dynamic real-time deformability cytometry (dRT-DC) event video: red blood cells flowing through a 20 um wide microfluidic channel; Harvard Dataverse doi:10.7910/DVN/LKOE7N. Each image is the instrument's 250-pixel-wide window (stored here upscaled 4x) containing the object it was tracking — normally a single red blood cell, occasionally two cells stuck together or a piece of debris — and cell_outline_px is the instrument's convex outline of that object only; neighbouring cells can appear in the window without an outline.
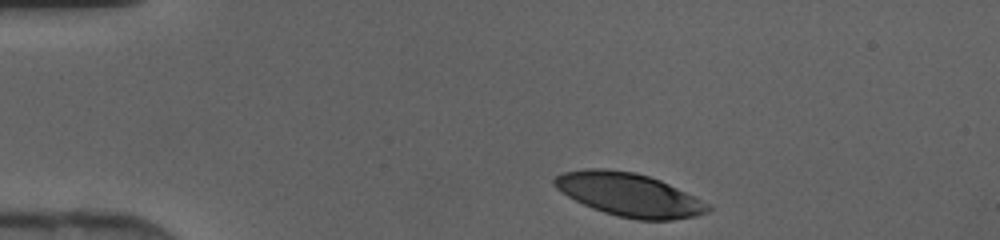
{"species": "human", "species_latin": "Homo sapiens", "temperature_condition": "cold", "stored_images_in_passage": 38, "camera_frame_rate_fps": 3000, "um_per_image_px": 0.085, "donor": {"sex": "female"}, "frame": {"image": 1, "passage_image": 1, "time_ms": 0.0, "image_size_px": [1000, 240], "cell_outline_px": [[712, 208], [708, 212], [696, 216], [672, 220], [636, 220], [604, 212], [592, 208], [568, 196], [556, 188], [552, 184], [552, 180], [556, 176], [564, 172], [584, 168], [604, 168], [636, 172], [660, 180], [712, 204]], "centroid_in_image_um": [53.5, 16.54], "position_along_channel_um": 31.5, "area_um2": 38.84}}
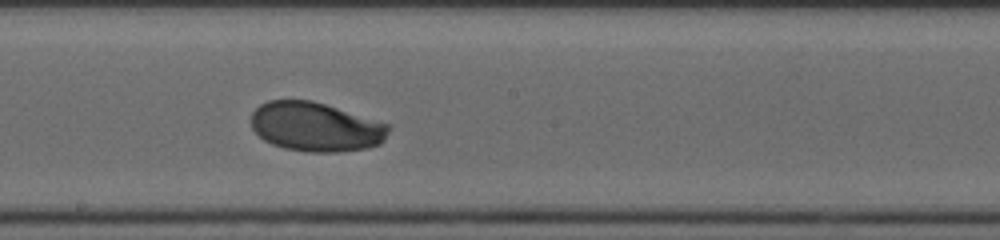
{"frame": {"image": 2, "passage_image": 18, "time_ms": 5.667, "image_size_px": [1000, 240], "cell_outline_px": [[392, 128], [384, 140], [380, 144], [364, 148], [336, 152], [308, 152], [284, 148], [272, 144], [264, 140], [252, 128], [252, 112], [260, 104], [268, 100], [312, 100], [392, 124]], "centroid_in_image_um": [26.87, 10.77], "position_along_channel_um": 221.3, "area_um2": 39.65}}
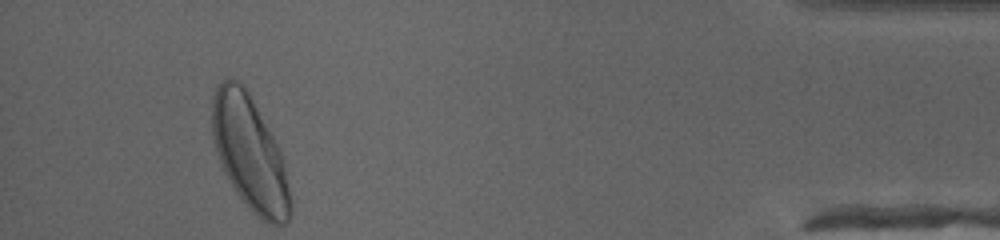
{"frame": {"image": 3, "passage_image": 35, "time_ms": 11.333, "image_size_px": [1000, 240], "cell_outline_px": [[292, 216], [284, 224], [268, 224], [260, 220], [252, 212], [236, 192], [228, 180], [224, 172], [212, 136], [212, 100], [216, 88], [220, 80], [228, 76], [232, 76], [240, 80], [248, 92], [280, 148], [284, 164], [292, 200]], "centroid_in_image_um": [21.24, 13.03], "position_along_channel_um": 414.0, "area_um2": 52.37}}